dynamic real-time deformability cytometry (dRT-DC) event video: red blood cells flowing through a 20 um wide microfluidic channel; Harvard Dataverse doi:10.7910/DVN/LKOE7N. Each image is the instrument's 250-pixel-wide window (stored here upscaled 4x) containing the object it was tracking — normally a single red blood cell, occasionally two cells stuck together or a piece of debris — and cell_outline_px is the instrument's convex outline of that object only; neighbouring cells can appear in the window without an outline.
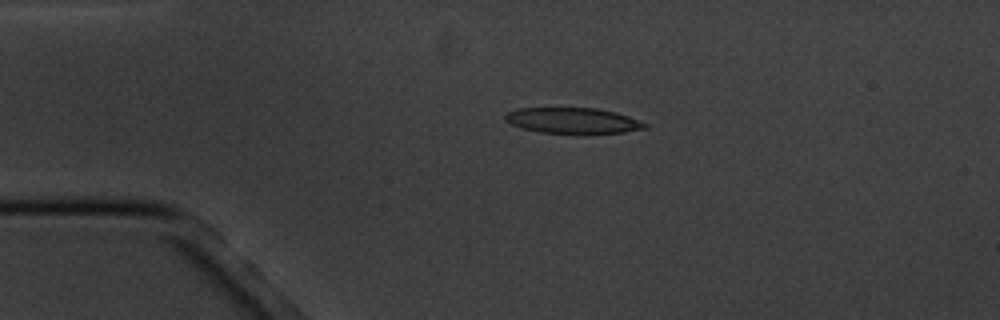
{"species": "common noctule bat (a hibernating species)", "species_latin": "Nyctalus noctula", "temperature_condition": "cold", "stored_images_in_passage": 5, "camera_frame_rate_fps": 3000, "um_per_image_px": 0.085, "animal": {"sex": "male", "body_mass_g": 20.1, "forearm_length_mm": 53.5}, "frame": {"image": 1, "passage_image": 4, "time_ms": 3.667, "image_size_px": [1000, 320], "cell_outline_px": [[648, 128], [624, 132], [540, 132], [524, 128], [512, 124], [504, 120], [504, 116], [508, 112], [516, 108], [596, 108], [616, 112], [628, 116], [648, 124]], "centroid_in_image_um": [48.69, 10.22], "position_along_channel_um": 36.3, "area_um2": 20.46}}